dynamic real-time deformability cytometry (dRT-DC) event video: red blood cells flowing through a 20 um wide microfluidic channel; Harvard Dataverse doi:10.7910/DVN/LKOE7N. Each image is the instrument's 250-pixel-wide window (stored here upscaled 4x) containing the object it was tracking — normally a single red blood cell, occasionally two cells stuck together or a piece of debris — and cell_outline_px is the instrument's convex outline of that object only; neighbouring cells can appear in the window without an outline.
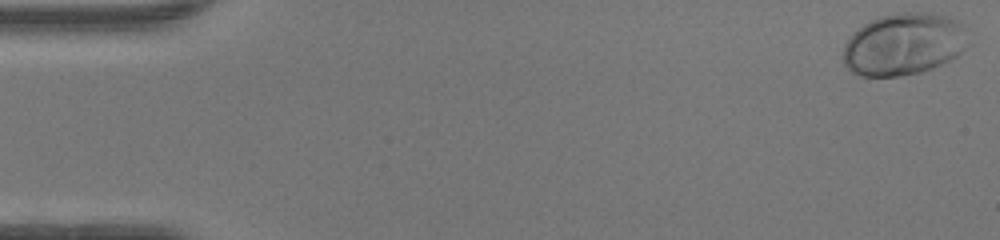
{"species": "human", "species_latin": "Homo sapiens", "temperature_condition": "warm", "stored_images_in_passage": 49, "camera_frame_rate_fps": 3000, "um_per_image_px": 0.085, "donor": {"sex": "female"}, "frame": {"image": 1, "passage_image": 1, "time_ms": 0.0, "image_size_px": [1000, 240], "cell_outline_px": [[972, 44], [956, 56], [932, 68], [920, 72], [900, 76], [860, 76], [852, 72], [844, 64], [844, 44], [864, 24], [880, 16], [900, 12], [932, 12], [948, 16], [964, 24]], "centroid_in_image_um": [76.9, 3.74], "position_along_channel_um": 8.1, "area_um2": 45.55}}
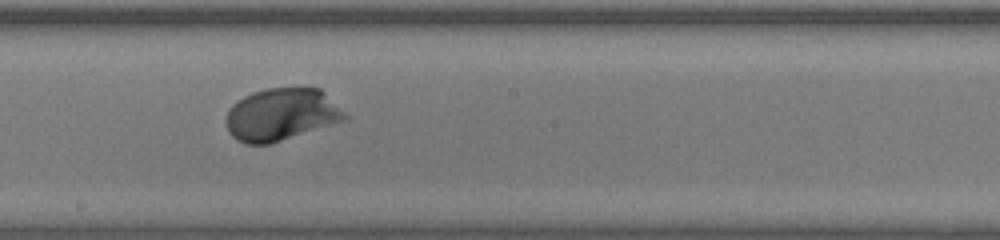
{"frame": {"image": 2, "passage_image": 27, "time_ms": 8.667, "image_size_px": [1000, 240], "cell_outline_px": [[348, 116], [344, 120], [268, 144], [244, 144], [236, 140], [228, 132], [224, 120], [232, 104], [236, 100], [252, 92], [268, 88], [320, 88]], "centroid_in_image_um": [23.84, 9.73], "position_along_channel_um": 224.4, "area_um2": 35.95}}
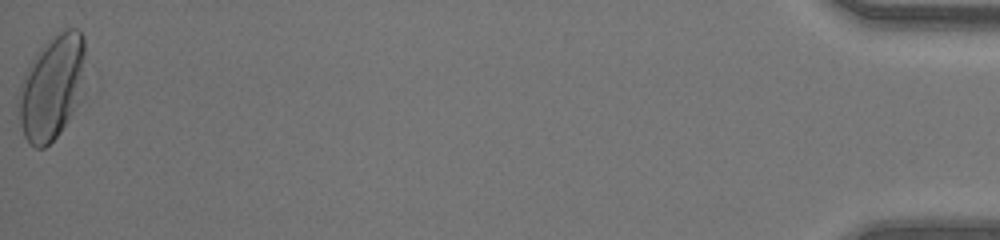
{"frame": {"image": 3, "passage_image": 49, "time_ms": 16.0, "image_size_px": [1000, 240], "cell_outline_px": [[84, 96], [60, 132], [44, 148], [36, 148], [24, 136], [20, 124], [16, 104], [20, 84], [28, 64], [40, 48], [52, 36], [64, 28], [76, 28], [84, 36]], "centroid_in_image_um": [4.41, 7.41], "position_along_channel_um": 430.8, "area_um2": 41.33}, "authors_computed_cell_mechanics": {"area_um2": 35.4892, "velocity_mm_per_s": 4.2482, "shape_relaxation_time_tau1_ms": 1.5006, "shape_relaxation_time_tau2_ms": null, "deformation_change_tau1": 0.1348, "deformation_change_tau2": null}}